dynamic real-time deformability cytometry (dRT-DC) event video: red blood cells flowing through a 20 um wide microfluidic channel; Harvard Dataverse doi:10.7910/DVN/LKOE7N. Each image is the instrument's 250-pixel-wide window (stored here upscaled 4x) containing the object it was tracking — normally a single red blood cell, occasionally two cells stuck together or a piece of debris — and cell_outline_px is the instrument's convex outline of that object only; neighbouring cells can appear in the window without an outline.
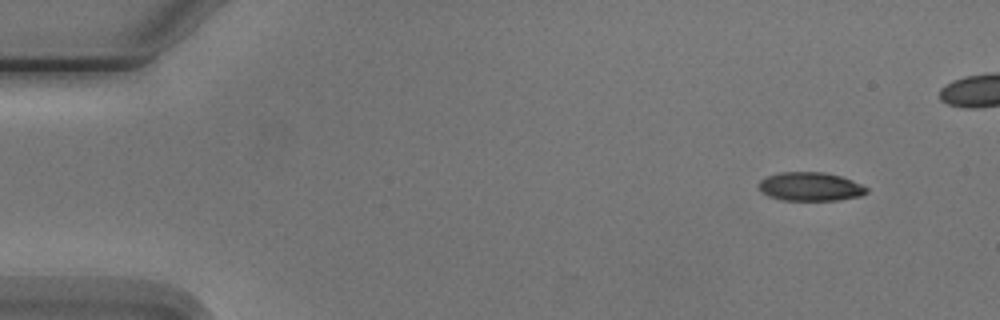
{"species": "Egyptian fruit bat (a non-hibernating species)", "species_latin": "Rousettus aegyptiacus", "temperature_condition": "cold", "stored_images_in_passage": 5, "camera_frame_rate_fps": 3000, "um_per_image_px": 0.085, "animal": {"sex": "male"}, "frame": {"image": 1, "passage_image": 1, "time_ms": 0.0, "image_size_px": [1000, 320], "cell_outline_px": [[868, 192], [860, 196], [836, 200], [784, 200], [768, 196], [760, 188], [760, 180], [768, 176], [780, 172], [824, 172], [840, 176], [852, 180], [868, 188]], "centroid_in_image_um": [68.9, 15.86], "position_along_channel_um": 16.1, "area_um2": 17.8}}